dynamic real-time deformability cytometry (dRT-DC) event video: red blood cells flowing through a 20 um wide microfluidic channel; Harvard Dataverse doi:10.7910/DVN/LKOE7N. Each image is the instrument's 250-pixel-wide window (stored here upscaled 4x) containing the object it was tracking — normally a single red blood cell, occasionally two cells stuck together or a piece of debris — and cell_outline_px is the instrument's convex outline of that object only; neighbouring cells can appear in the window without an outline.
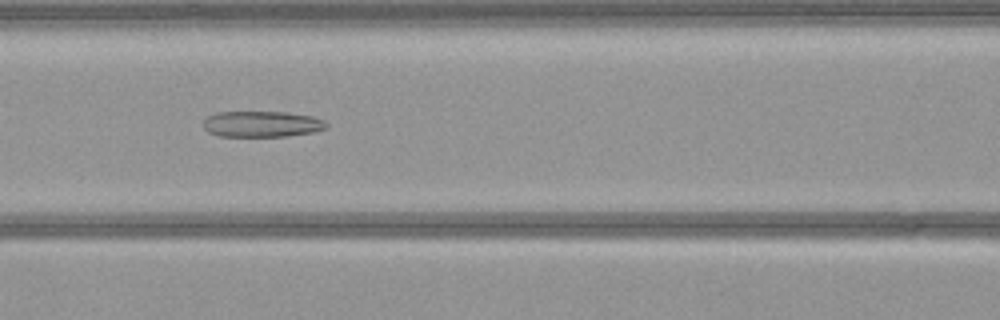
{"species": "common noctule bat (a hibernating species)", "species_latin": "Nyctalus noctula", "temperature_condition": "warm", "stored_images_in_passage": 30, "camera_frame_rate_fps": 3000, "um_per_image_px": 0.085, "animal": {"sex": "female", "body_mass_g": 21.9}, "frame": {"image": 1, "passage_image": 9, "time_ms": 2.667, "image_size_px": [1000, 320], "cell_outline_px": [[328, 128], [312, 132], [288, 136], [216, 136], [208, 132], [204, 128], [204, 120], [208, 116], [216, 112], [288, 112], [312, 116], [324, 120], [328, 124]], "centroid_in_image_um": [22.27, 10.54], "position_along_channel_um": 144.3, "area_um2": 18.73}}
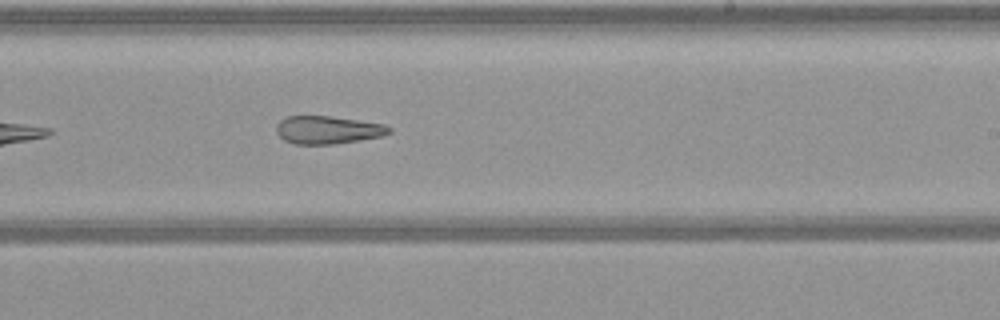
{"frame": {"image": 2, "passage_image": 18, "time_ms": 5.667, "image_size_px": [1000, 320], "cell_outline_px": [[392, 132], [380, 136], [360, 140], [336, 144], [296, 144], [284, 140], [276, 132], [276, 124], [280, 120], [288, 116], [328, 116], [384, 124], [392, 128]], "centroid_in_image_um": [27.85, 11.04], "position_along_channel_um": 261.2, "area_um2": 18.26}}
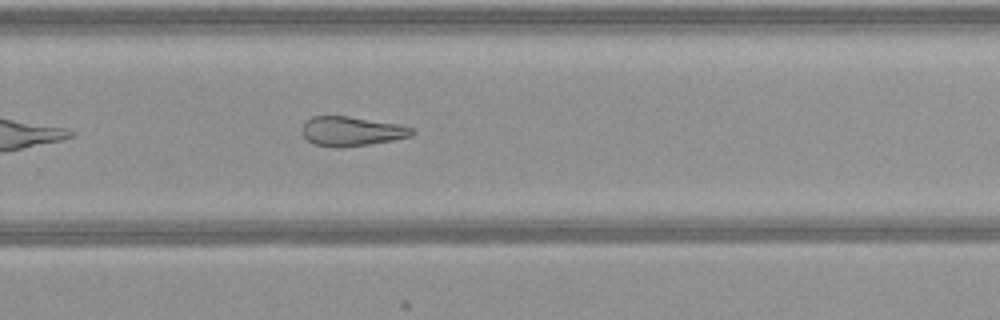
{"frame": {"image": 3, "passage_image": 21, "time_ms": 6.667, "image_size_px": [1000, 320], "cell_outline_px": [[416, 132], [412, 136], [372, 144], [344, 148], [332, 148], [312, 144], [300, 132], [304, 124], [312, 116], [348, 116], [396, 124], [416, 128]], "centroid_in_image_um": [29.88, 11.18], "position_along_channel_um": 299.9, "area_um2": 19.13}}